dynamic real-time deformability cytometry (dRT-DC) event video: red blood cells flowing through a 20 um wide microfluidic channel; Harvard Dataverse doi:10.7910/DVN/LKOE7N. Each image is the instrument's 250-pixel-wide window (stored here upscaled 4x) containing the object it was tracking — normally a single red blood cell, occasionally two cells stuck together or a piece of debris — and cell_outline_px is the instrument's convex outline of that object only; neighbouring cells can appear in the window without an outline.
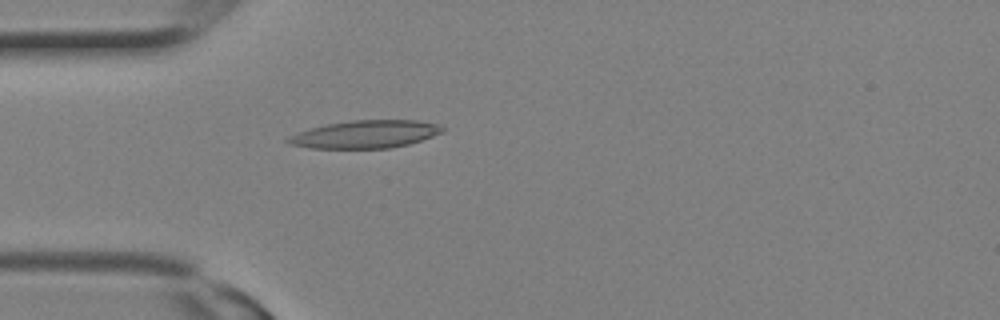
{"species": "Egyptian fruit bat (a non-hibernating species)", "species_latin": "Rousettus aegyptiacus", "temperature_condition": "room temperature", "stored_images_in_passage": 1, "camera_frame_rate_fps": 3000, "um_per_image_px": 0.085, "animal": {"sex": "female"}, "frame": {"image": 1, "passage_image": 1, "time_ms": 0.0, "image_size_px": [1000, 320], "cell_outline_px": [[444, 132], [408, 144], [392, 148], [308, 148], [288, 144], [284, 140], [288, 136], [296, 132], [328, 124], [352, 120], [416, 120], [440, 124], [444, 128]], "centroid_in_image_um": [31.03, 11.41], "position_along_channel_um": 54.0, "area_um2": 25.03}}